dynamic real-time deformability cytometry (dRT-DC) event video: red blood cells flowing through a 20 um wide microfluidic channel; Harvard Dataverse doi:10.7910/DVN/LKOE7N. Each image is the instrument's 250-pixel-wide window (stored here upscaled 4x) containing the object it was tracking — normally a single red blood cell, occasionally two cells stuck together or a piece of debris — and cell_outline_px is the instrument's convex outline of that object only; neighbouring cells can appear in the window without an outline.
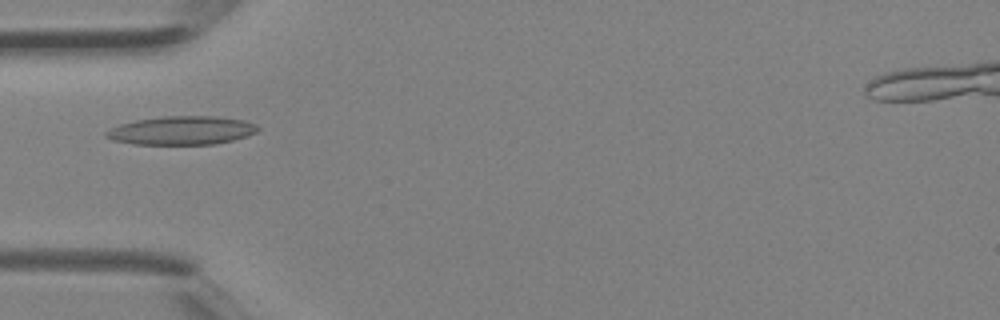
{"species": "Egyptian fruit bat (a non-hibernating species)", "species_latin": "Rousettus aegyptiacus", "temperature_condition": "room temperature", "stored_images_in_passage": 4, "camera_frame_rate_fps": 3000, "um_per_image_px": 0.085, "animal": {"sex": "female"}, "frame": {"image": 1, "passage_image": 4, "time_ms": 1.0, "image_size_px": [1000, 320], "cell_outline_px": [[260, 128], [256, 132], [232, 140], [212, 144], [132, 144], [112, 140], [104, 136], [104, 132], [120, 124], [136, 120], [164, 116], [216, 116], [244, 120], [256, 124]], "centroid_in_image_um": [15.42, 11.08], "position_along_channel_um": 69.6, "area_um2": 25.14}}